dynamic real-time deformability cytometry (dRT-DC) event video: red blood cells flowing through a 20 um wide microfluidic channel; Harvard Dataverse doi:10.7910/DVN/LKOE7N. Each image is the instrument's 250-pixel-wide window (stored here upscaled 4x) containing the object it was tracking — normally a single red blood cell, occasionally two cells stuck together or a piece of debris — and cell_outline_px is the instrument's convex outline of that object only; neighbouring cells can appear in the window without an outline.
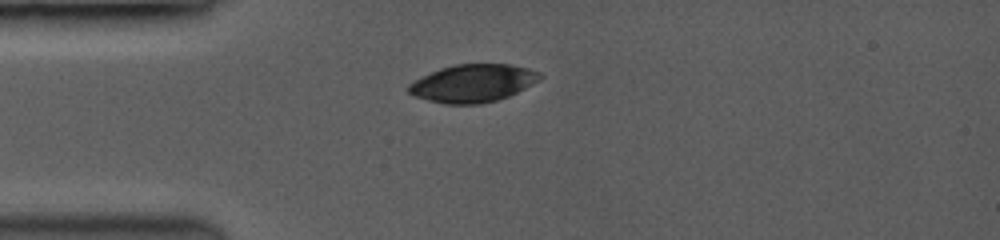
{"species": "common noctule bat (a hibernating species)", "species_latin": "Nyctalus noctula", "temperature_condition": "room temperature", "stored_images_in_passage": 54, "camera_frame_rate_fps": 3500, "um_per_image_px": 0.085, "animal": {"sex": "female", "body_mass_g": 19.0, "forearm_length_mm": 53.3}, "frame": {"image": 1, "passage_image": 1, "time_ms": 0.0, "image_size_px": [1000, 240], "cell_outline_px": [[544, 76], [524, 88], [508, 96], [496, 100], [480, 104], [448, 104], [428, 100], [416, 96], [408, 92], [408, 84], [432, 72], [456, 64], [508, 64], [540, 72]], "centroid_in_image_um": [40.2, 7.08], "position_along_channel_um": 44.8, "area_um2": 28.26}}
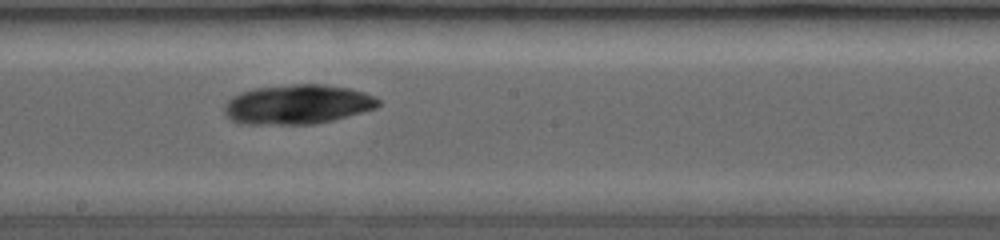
{"frame": {"image": 2, "passage_image": 23, "time_ms": 4.857, "image_size_px": [1000, 240], "cell_outline_px": [[380, 104], [376, 108], [332, 120], [316, 124], [244, 124], [232, 120], [224, 112], [224, 108], [236, 96], [244, 92], [256, 88], [296, 84], [324, 84], [348, 88], [372, 96], [380, 100]], "centroid_in_image_um": [25.33, 8.88], "position_along_channel_um": 222.9, "area_um2": 34.74}}
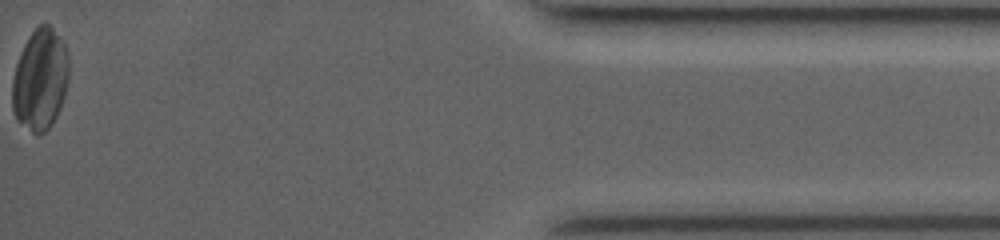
{"frame": {"image": 3, "passage_image": 53, "time_ms": 11.714, "image_size_px": [1000, 240], "cell_outline_px": [[68, 80], [64, 96], [60, 108], [52, 124], [40, 136], [36, 136], [16, 120], [12, 112], [12, 80], [16, 64], [20, 52], [28, 36], [40, 24], [48, 24], [60, 36], [68, 52]], "centroid_in_image_um": [3.4, 6.79], "position_along_channel_um": 431.8, "area_um2": 33.81}}